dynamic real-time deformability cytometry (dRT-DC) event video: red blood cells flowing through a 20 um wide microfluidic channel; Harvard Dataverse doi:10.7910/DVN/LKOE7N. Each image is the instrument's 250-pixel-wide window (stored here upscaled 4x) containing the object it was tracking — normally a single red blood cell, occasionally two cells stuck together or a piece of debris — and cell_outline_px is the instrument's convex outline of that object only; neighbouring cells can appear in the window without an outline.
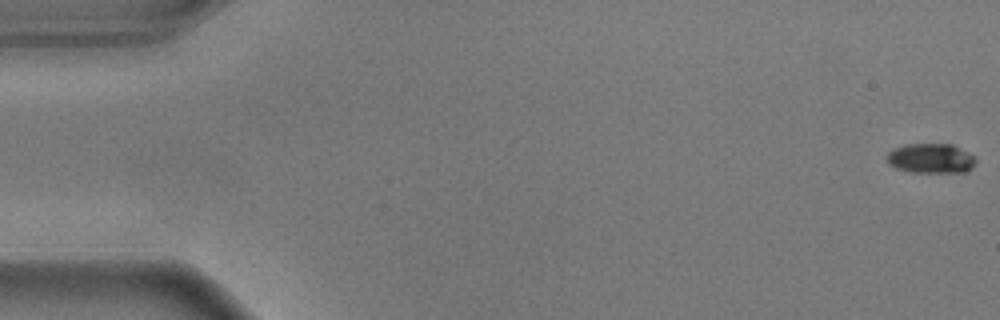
{"species": "common noctule bat (a hibernating species)", "species_latin": "Nyctalus noctula", "temperature_condition": "warm", "stored_images_in_passage": 17, "camera_frame_rate_fps": 3000, "um_per_image_px": 0.085, "animal": {"sex": "male", "body_mass_g": 17.9}, "frame": {"image": 1, "passage_image": 1, "time_ms": 0.0, "image_size_px": [1000, 320], "cell_outline_px": [[976, 164], [972, 168], [964, 172], [912, 172], [896, 168], [888, 164], [888, 152], [892, 148], [908, 144], [952, 144], [976, 156]], "centroid_in_image_um": [79.15, 13.46], "position_along_channel_um": 5.8, "area_um2": 15.49}}
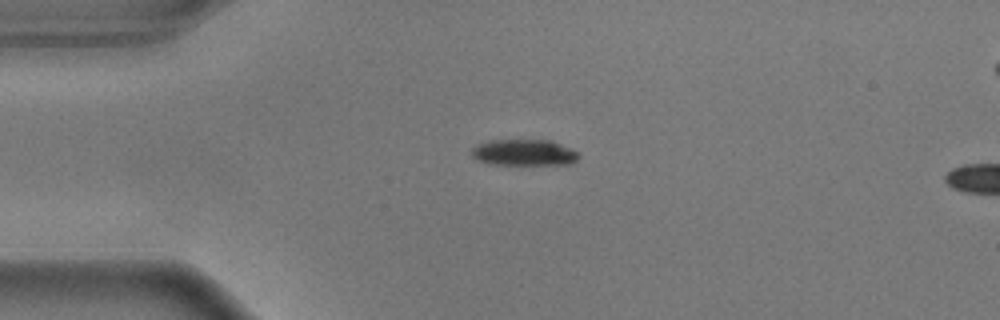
{"frame": {"image": 2, "passage_image": 14, "time_ms": 4.333, "image_size_px": [1000, 320], "cell_outline_px": [[580, 156], [572, 164], [492, 164], [476, 160], [472, 156], [472, 148], [476, 144], [488, 140], [552, 140], [576, 152]], "centroid_in_image_um": [44.5, 12.96], "position_along_channel_um": 40.5, "area_um2": 16.3}}